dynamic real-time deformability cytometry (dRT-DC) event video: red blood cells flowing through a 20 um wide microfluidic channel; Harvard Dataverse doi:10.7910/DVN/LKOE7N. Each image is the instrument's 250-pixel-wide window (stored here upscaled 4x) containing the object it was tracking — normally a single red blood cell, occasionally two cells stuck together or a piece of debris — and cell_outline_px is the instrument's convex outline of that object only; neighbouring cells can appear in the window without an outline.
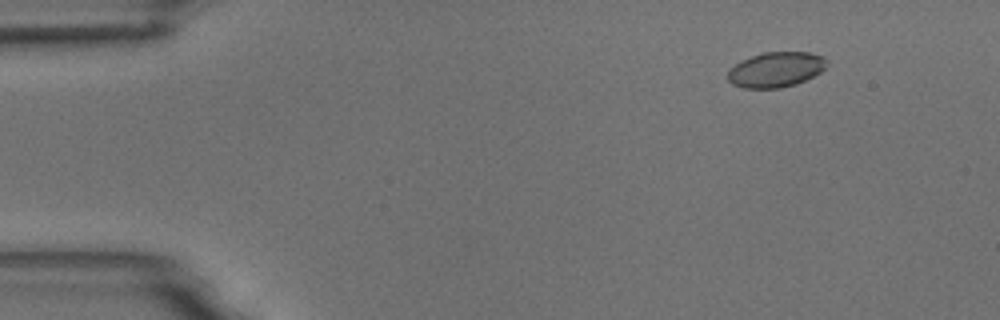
{"species": "common noctule bat (a hibernating species)", "species_latin": "Nyctalus noctula", "temperature_condition": "room temperature", "stored_images_in_passage": 5, "camera_frame_rate_fps": 3000, "um_per_image_px": 0.085, "animal": {"sex": "male", "body_mass_g": 18.8}, "frame": {"image": 1, "passage_image": 2, "time_ms": 1.333, "image_size_px": [1000, 320], "cell_outline_px": [[828, 64], [820, 72], [796, 84], [780, 88], [744, 88], [732, 84], [728, 80], [728, 68], [740, 60], [764, 52], [808, 52], [824, 56], [828, 60]], "centroid_in_image_um": [65.93, 5.91], "position_along_channel_um": 19.1, "area_um2": 20.4}}
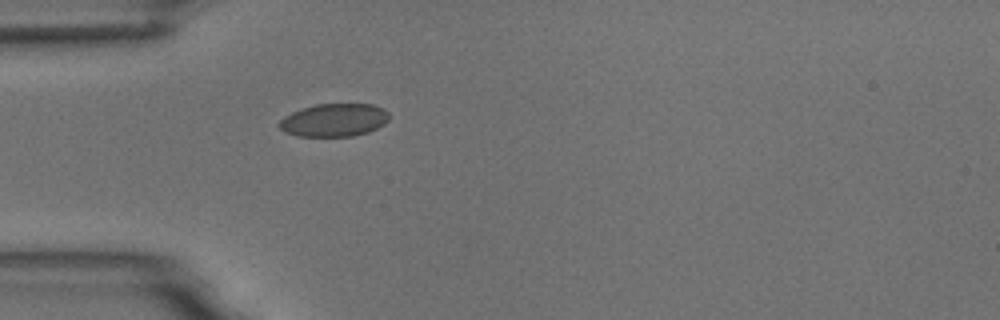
{"frame": {"image": 2, "passage_image": 5, "time_ms": 4.667, "image_size_px": [1000, 320], "cell_outline_px": [[388, 120], [384, 124], [368, 132], [352, 136], [296, 136], [284, 132], [276, 124], [284, 116], [292, 112], [316, 104], [372, 104], [384, 108], [388, 112]], "centroid_in_image_um": [28.38, 10.21], "position_along_channel_um": 56.6, "area_um2": 21.15}}